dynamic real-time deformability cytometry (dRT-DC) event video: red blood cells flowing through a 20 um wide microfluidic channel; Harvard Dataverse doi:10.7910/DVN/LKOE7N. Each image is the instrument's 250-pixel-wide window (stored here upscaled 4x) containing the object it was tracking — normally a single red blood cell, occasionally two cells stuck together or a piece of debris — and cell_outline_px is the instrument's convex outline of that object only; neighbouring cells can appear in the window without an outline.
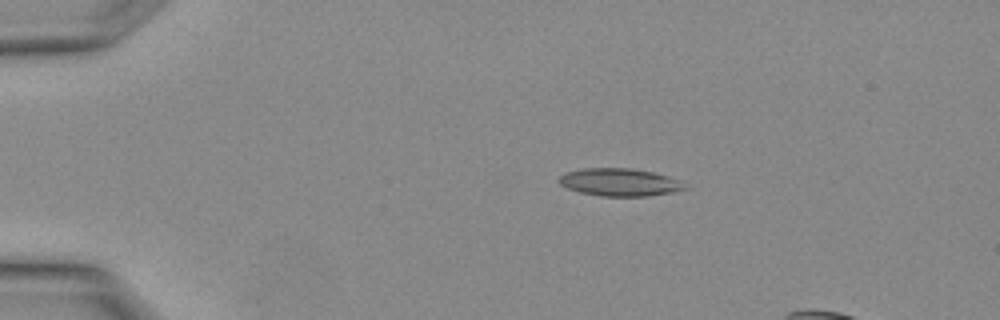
{"species": "Egyptian fruit bat (a non-hibernating species)", "species_latin": "Rousettus aegyptiacus", "temperature_condition": "warm", "stored_images_in_passage": 3, "camera_frame_rate_fps": 3000, "um_per_image_px": 0.085, "animal": {"sex": "female"}, "frame": {"image": 1, "passage_image": 1, "time_ms": 0.0, "image_size_px": [1000, 320], "cell_outline_px": [[688, 188], [672, 192], [648, 196], [600, 196], [580, 192], [568, 188], [560, 184], [556, 180], [564, 172], [580, 168], [632, 168], [652, 172], [668, 176], [680, 180]], "centroid_in_image_um": [52.64, 15.48], "position_along_channel_um": 32.4, "area_um2": 20.4}}
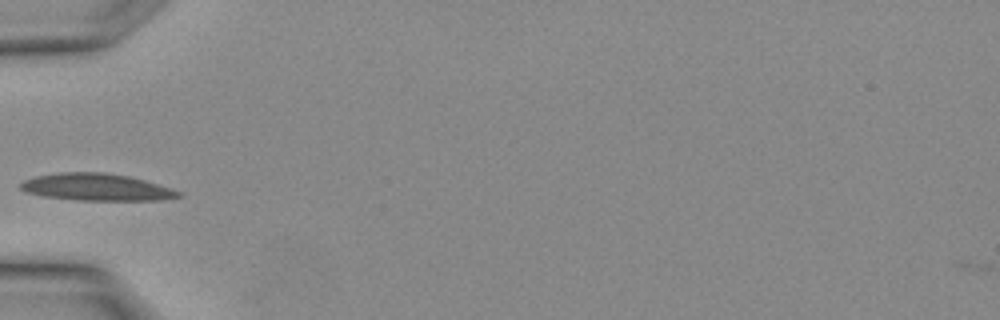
{"frame": {"image": 2, "passage_image": 3, "time_ms": 0.667, "image_size_px": [1000, 320], "cell_outline_px": [[184, 196], [160, 200], [76, 200], [44, 196], [24, 192], [20, 188], [20, 184], [24, 180], [36, 176], [60, 172], [104, 172], [128, 176], [144, 180], [180, 192]], "centroid_in_image_um": [8.16, 15.91], "position_along_channel_um": 76.8, "area_um2": 24.74}}